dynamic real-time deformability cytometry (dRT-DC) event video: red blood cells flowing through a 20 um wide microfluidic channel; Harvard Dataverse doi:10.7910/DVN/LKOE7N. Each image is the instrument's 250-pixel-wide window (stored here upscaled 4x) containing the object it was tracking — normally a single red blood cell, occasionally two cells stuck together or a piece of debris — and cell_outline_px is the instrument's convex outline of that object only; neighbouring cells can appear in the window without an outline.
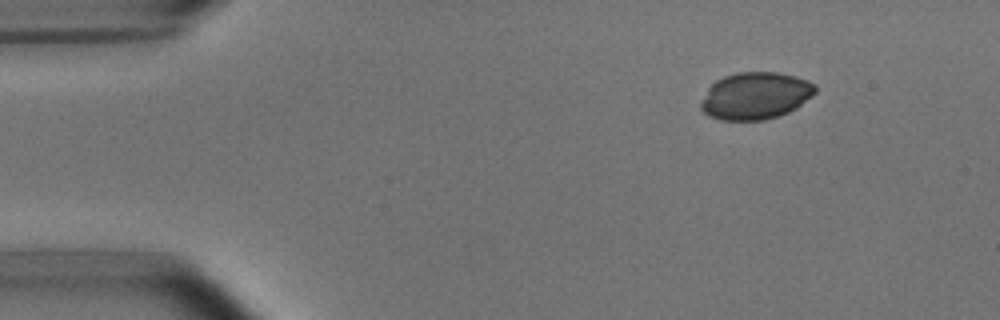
{"species": "common noctule bat (a hibernating species)", "species_latin": "Nyctalus noctula", "temperature_condition": "room temperature", "stored_images_in_passage": 6, "camera_frame_rate_fps": 3000, "um_per_image_px": 0.085, "animal": {"sex": "male", "body_mass_g": 15.6}, "frame": {"image": 1, "passage_image": 1, "time_ms": 0.0, "image_size_px": [1000, 320], "cell_outline_px": [[816, 92], [812, 96], [796, 108], [780, 116], [764, 120], [720, 120], [708, 116], [700, 108], [700, 104], [708, 88], [716, 80], [724, 76], [736, 72], [776, 72], [796, 76], [816, 84]], "centroid_in_image_um": [64.22, 8.14], "position_along_channel_um": 20.8, "area_um2": 31.56}}
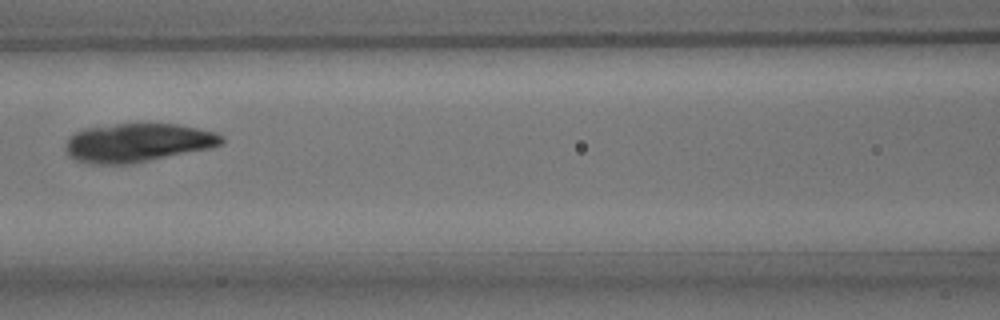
{"frame": {"image": 2, "passage_image": 6, "time_ms": 5.667, "image_size_px": [1000, 320], "cell_outline_px": [[224, 140], [220, 144], [208, 148], [132, 164], [84, 164], [68, 156], [64, 148], [68, 140], [76, 132], [84, 128], [116, 124], [176, 124], [216, 132], [224, 136]], "centroid_in_image_um": [11.66, 12.14], "position_along_channel_um": 154.9, "area_um2": 35.03}}